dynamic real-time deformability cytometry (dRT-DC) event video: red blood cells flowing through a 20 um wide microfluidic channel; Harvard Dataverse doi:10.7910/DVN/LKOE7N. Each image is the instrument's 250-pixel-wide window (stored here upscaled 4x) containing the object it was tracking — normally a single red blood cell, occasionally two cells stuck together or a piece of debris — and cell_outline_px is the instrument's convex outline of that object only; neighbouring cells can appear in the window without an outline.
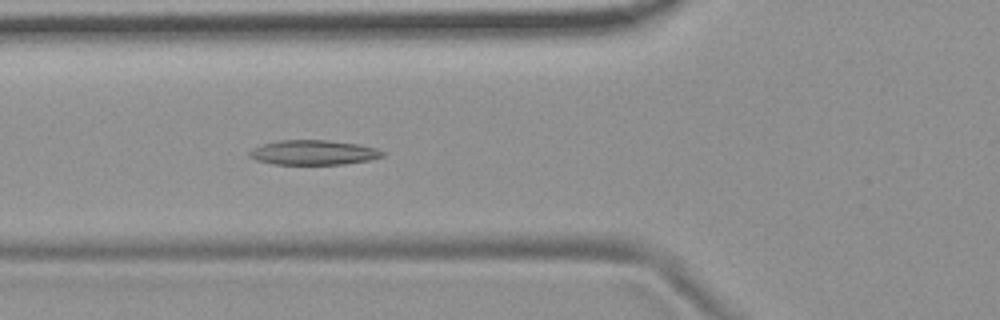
{"species": "common noctule bat (a hibernating species)", "species_latin": "Nyctalus noctula", "temperature_condition": "room temperature", "stored_images_in_passage": 53, "camera_frame_rate_fps": 3000, "um_per_image_px": 0.085, "animal": {"sex": "female", "body_mass_g": 19.9}, "frame": {"image": 1, "passage_image": 19, "time_ms": 6.0, "image_size_px": [1000, 320], "cell_outline_px": [[388, 152], [384, 156], [368, 160], [344, 164], [272, 164], [256, 160], [248, 156], [248, 152], [252, 148], [260, 144], [280, 140], [328, 140], [360, 144], [376, 148]], "centroid_in_image_um": [26.64, 12.95], "position_along_channel_um": 99.2, "area_um2": 19.42}}
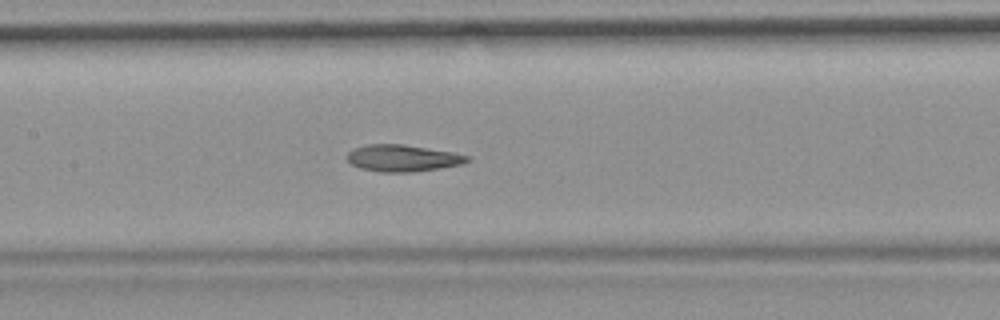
{"frame": {"image": 2, "passage_image": 25, "time_ms": 8.0, "image_size_px": [1000, 320], "cell_outline_px": [[472, 160], [464, 164], [412, 172], [380, 172], [360, 168], [352, 164], [348, 160], [348, 152], [356, 148], [368, 144], [404, 144], [452, 152], [472, 156]], "centroid_in_image_um": [34.29, 13.44], "position_along_channel_um": 173.1, "area_um2": 18.73}}
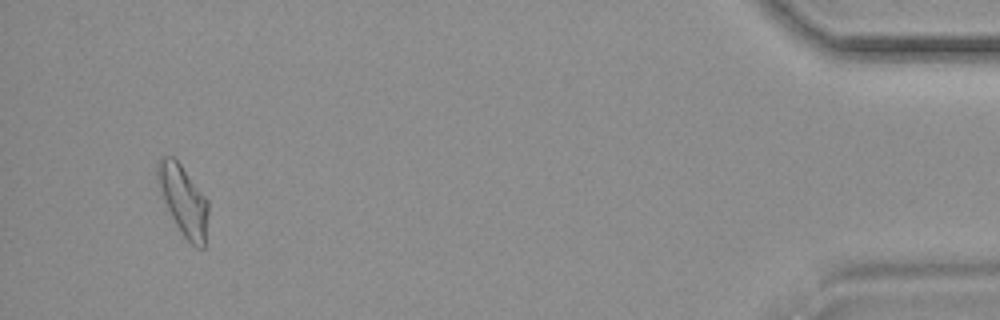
{"frame": {"image": 3, "passage_image": 51, "time_ms": 16.667, "image_size_px": [1000, 320], "cell_outline_px": [[208, 212], [204, 248], [196, 248], [184, 236], [176, 224], [164, 200], [156, 180], [156, 164], [160, 156], [172, 156], [180, 164], [208, 200]], "centroid_in_image_um": [15.57, 17.0], "position_along_channel_um": 419.6, "area_um2": 20.4}, "authors_computed_cell_mechanics": {"area_um2": 19.4786, "velocity_mm_per_s": 3.696, "shape_relaxation_time_tau1_ms": 11.1968, "shape_relaxation_time_tau2_ms": 2.8146, "deformation_change_tau1": 0.2381, "deformation_change_tau2": 0.1114}}